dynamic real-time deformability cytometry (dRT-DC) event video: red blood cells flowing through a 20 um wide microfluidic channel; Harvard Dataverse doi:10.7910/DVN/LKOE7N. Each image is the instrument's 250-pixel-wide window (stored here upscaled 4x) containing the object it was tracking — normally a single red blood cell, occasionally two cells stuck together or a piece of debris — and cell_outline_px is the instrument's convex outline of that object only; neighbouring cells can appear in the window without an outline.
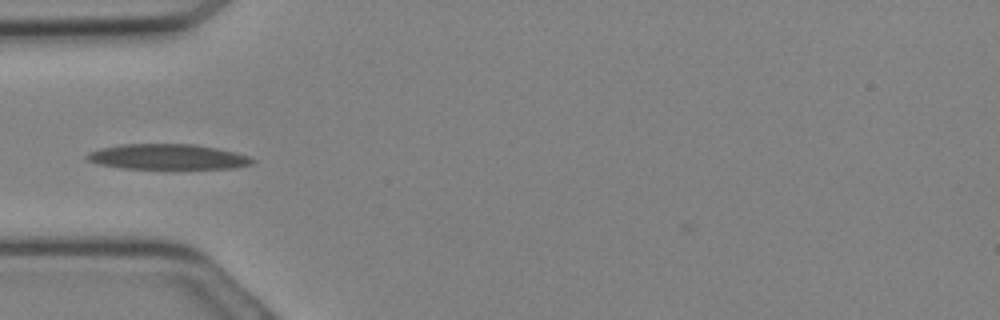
{"species": "Egyptian fruit bat (a non-hibernating species)", "species_latin": "Rousettus aegyptiacus", "temperature_condition": "cold", "stored_images_in_passage": 6, "camera_frame_rate_fps": 3000, "um_per_image_px": 0.085, "animal": {"sex": "female"}, "frame": {"image": 1, "passage_image": 1, "time_ms": 0.0, "image_size_px": [1000, 320], "cell_outline_px": [[256, 160], [252, 164], [232, 168], [124, 168], [100, 164], [88, 160], [84, 156], [88, 152], [100, 148], [120, 144], [196, 144], [236, 152], [252, 156]], "centroid_in_image_um": [14.28, 13.31], "position_along_channel_um": 70.7, "area_um2": 24.39}}
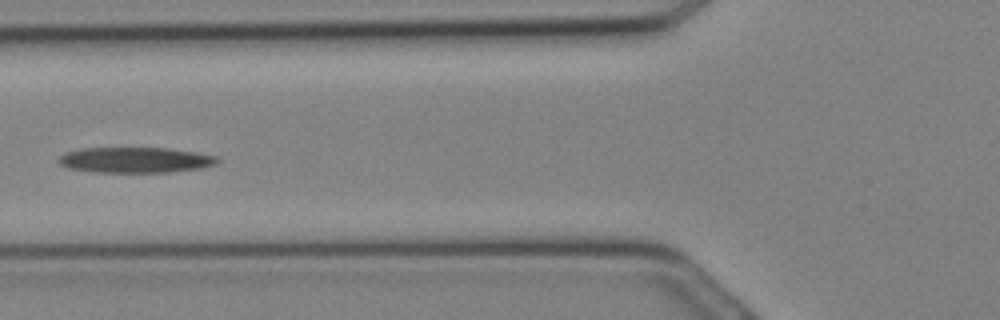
{"frame": {"image": 2, "passage_image": 3, "time_ms": 0.667, "image_size_px": [1000, 320], "cell_outline_px": [[220, 160], [216, 164], [200, 168], [168, 172], [92, 172], [68, 168], [60, 164], [56, 160], [64, 152], [80, 148], [172, 148], [196, 152], [216, 156]], "centroid_in_image_um": [11.47, 13.59], "position_along_channel_um": 114.3, "area_um2": 23.81}}
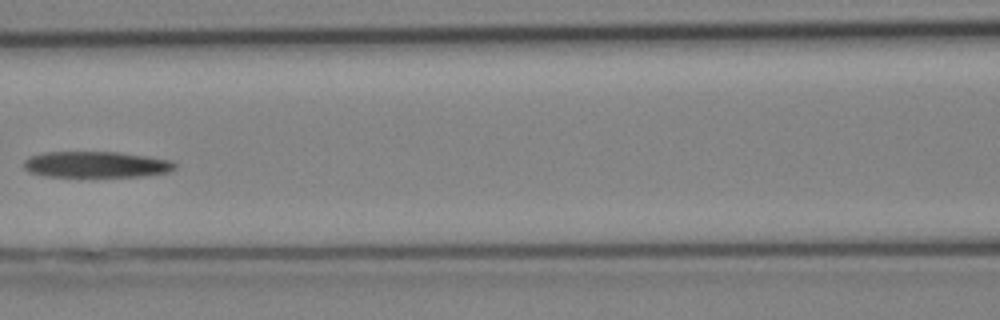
{"frame": {"image": 3, "passage_image": 5, "time_ms": 1.333, "image_size_px": [1000, 320], "cell_outline_px": [[176, 168], [168, 172], [136, 176], [48, 176], [28, 172], [24, 168], [24, 160], [32, 156], [44, 152], [120, 152], [148, 156], [172, 160], [176, 164]], "centroid_in_image_um": [8.19, 13.97], "position_along_channel_um": 158.4, "area_um2": 22.83}}